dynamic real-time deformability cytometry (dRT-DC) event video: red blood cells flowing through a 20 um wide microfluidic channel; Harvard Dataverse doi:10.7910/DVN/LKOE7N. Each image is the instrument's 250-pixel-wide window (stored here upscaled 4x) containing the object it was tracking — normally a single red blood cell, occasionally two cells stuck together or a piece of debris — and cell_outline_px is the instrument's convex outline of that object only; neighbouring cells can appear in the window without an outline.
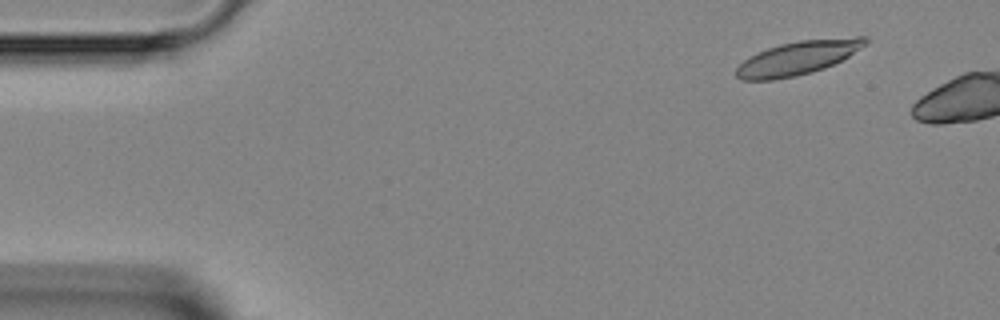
{"species": "Egyptian fruit bat (a non-hibernating species)", "species_latin": "Rousettus aegyptiacus", "temperature_condition": "room temperature", "stored_images_in_passage": 6, "camera_frame_rate_fps": 3000, "um_per_image_px": 0.085, "animal": {"sex": "female"}, "frame": {"image": 1, "passage_image": 2, "time_ms": 0.333, "image_size_px": [1000, 320], "cell_outline_px": [[868, 44], [848, 56], [824, 68], [812, 72], [796, 76], [776, 80], [740, 80], [736, 76], [736, 68], [744, 60], [756, 52], [780, 44], [800, 40], [856, 36], [868, 36]], "centroid_in_image_um": [67.83, 4.91], "position_along_channel_um": 17.2, "area_um2": 25.49}}